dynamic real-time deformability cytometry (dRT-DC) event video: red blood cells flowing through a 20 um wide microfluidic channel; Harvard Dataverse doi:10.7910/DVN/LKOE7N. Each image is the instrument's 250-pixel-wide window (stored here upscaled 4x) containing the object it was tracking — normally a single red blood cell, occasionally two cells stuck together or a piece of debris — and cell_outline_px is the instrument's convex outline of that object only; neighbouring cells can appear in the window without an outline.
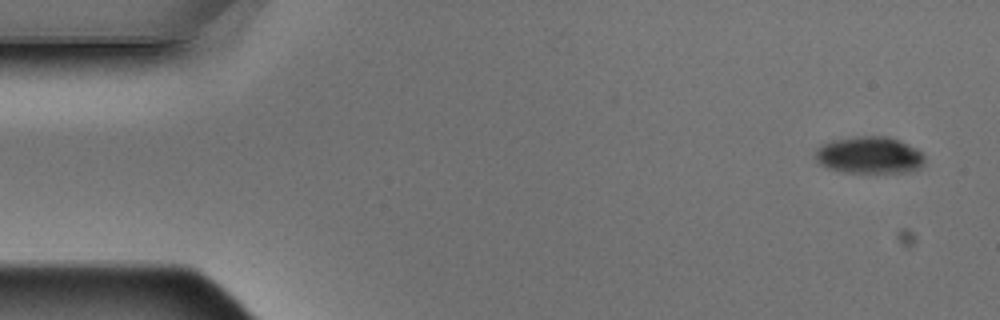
{"species": "Egyptian fruit bat (a non-hibernating species)", "species_latin": "Rousettus aegyptiacus", "temperature_condition": "warm", "stored_images_in_passage": 5, "camera_frame_rate_fps": 3000, "um_per_image_px": 0.085, "animal": {"sex": "male"}, "frame": {"image": 1, "passage_image": 1, "time_ms": 0.0, "image_size_px": [1000, 320], "cell_outline_px": [[924, 164], [920, 168], [908, 172], [844, 172], [828, 168], [820, 164], [816, 160], [816, 148], [820, 144], [832, 140], [856, 136], [888, 136], [900, 140], [916, 148], [924, 156]], "centroid_in_image_um": [73.89, 13.17], "position_along_channel_um": 11.1, "area_um2": 23.7}}
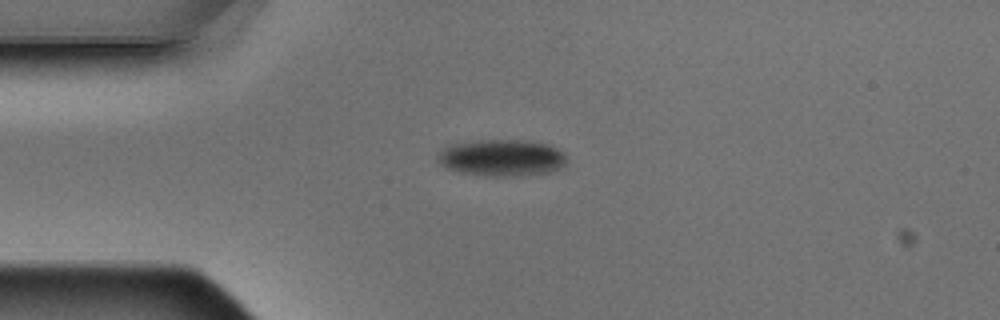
{"frame": {"image": 2, "passage_image": 4, "time_ms": 1.0, "image_size_px": [1000, 320], "cell_outline_px": [[564, 164], [560, 168], [552, 172], [512, 176], [496, 176], [460, 172], [448, 168], [440, 164], [436, 156], [448, 144], [476, 140], [524, 140], [548, 144], [564, 152]], "centroid_in_image_um": [42.63, 13.4], "position_along_channel_um": 42.4, "area_um2": 27.46}}